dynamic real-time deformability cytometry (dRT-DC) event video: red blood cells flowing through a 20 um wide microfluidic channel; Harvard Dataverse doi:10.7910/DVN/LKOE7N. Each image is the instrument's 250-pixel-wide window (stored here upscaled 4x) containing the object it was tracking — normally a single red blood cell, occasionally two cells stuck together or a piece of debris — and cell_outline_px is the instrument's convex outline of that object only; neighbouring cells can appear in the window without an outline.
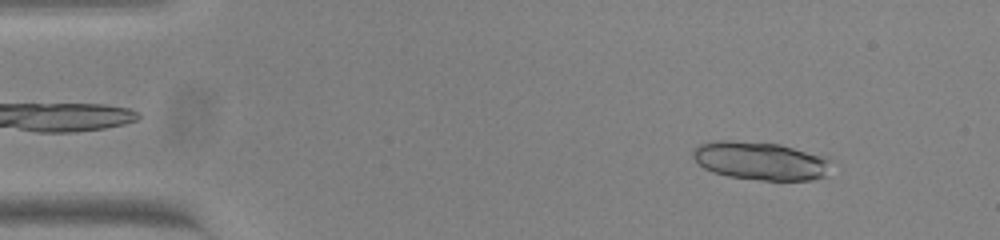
{"species": "common noctule bat (a hibernating species)", "species_latin": "Nyctalus noctula", "temperature_condition": "warm", "stored_images_in_passage": 49, "segment_of_instrument_passage": [1, 2], "camera_frame_rate_fps": 3000, "um_per_image_px": 0.085, "animal": {"sex": "female", "body_mass_g": 23.0, "forearm_length_mm": 53.4}, "frame": {"image": 1, "passage_image": 2, "time_ms": 0.333, "image_size_px": [1000, 240], "cell_outline_px": [[828, 160], [824, 176], [812, 180], [760, 180], [728, 176], [712, 172], [704, 168], [692, 156], [692, 152], [700, 144], [712, 140], [732, 140], [780, 144], [820, 156]], "centroid_in_image_um": [64.53, 13.66], "position_along_channel_um": 20.5, "area_um2": 30.23}}